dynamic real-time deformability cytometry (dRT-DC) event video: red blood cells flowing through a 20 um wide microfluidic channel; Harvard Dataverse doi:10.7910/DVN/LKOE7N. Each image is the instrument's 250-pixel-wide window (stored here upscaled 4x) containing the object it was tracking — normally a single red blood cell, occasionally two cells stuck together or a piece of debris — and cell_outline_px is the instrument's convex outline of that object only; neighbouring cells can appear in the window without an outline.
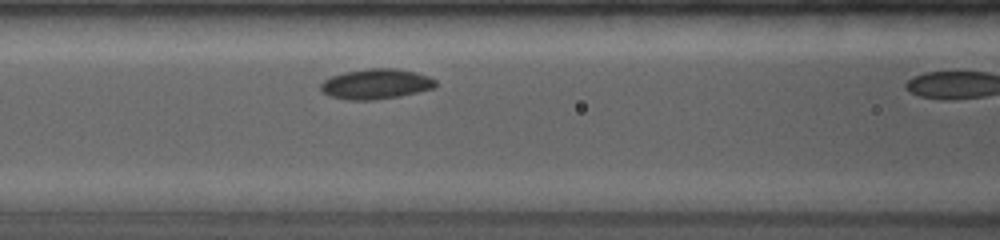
{"species": "common noctule bat (a hibernating species)", "species_latin": "Nyctalus noctula", "temperature_condition": "room temperature", "stored_images_in_passage": 6, "camera_frame_rate_fps": 4000, "um_per_image_px": 0.085, "animal": {"sex": "female", "body_mass_g": 19.0, "forearm_length_mm": 53.3}, "frame": {"image": 1, "passage_image": 5, "time_ms": 1.5, "image_size_px": [1000, 240], "cell_outline_px": [[436, 88], [400, 96], [372, 100], [348, 100], [328, 96], [320, 88], [320, 84], [324, 80], [332, 76], [344, 72], [368, 68], [396, 68], [416, 72], [428, 76], [436, 80]], "centroid_in_image_um": [31.97, 7.14], "position_along_channel_um": 134.6, "area_um2": 20.35}}